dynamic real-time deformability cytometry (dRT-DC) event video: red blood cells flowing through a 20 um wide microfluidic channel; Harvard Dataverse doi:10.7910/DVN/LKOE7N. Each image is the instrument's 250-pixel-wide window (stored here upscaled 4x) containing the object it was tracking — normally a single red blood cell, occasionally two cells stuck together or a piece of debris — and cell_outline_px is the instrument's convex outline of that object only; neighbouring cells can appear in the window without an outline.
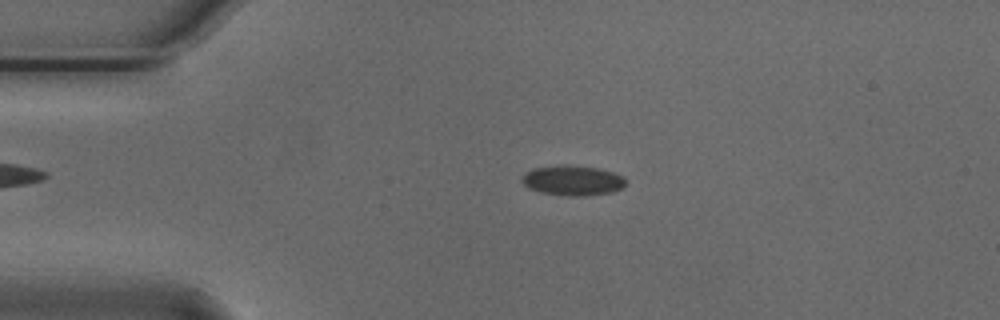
{"species": "Egyptian fruit bat (a non-hibernating species)", "species_latin": "Rousettus aegyptiacus", "temperature_condition": "cold", "stored_images_in_passage": 54, "camera_frame_rate_fps": 3000, "um_per_image_px": 0.085, "animal": {"sex": "male"}, "frame": {"image": 1, "passage_image": 11, "time_ms": 3.333, "image_size_px": [1000, 320], "cell_outline_px": [[628, 180], [620, 188], [612, 192], [584, 196], [568, 196], [540, 192], [528, 188], [520, 180], [532, 168], [564, 164], [568, 164], [596, 168], [612, 172], [624, 176]], "centroid_in_image_um": [48.68, 15.33], "position_along_channel_um": 36.3, "area_um2": 18.21}}
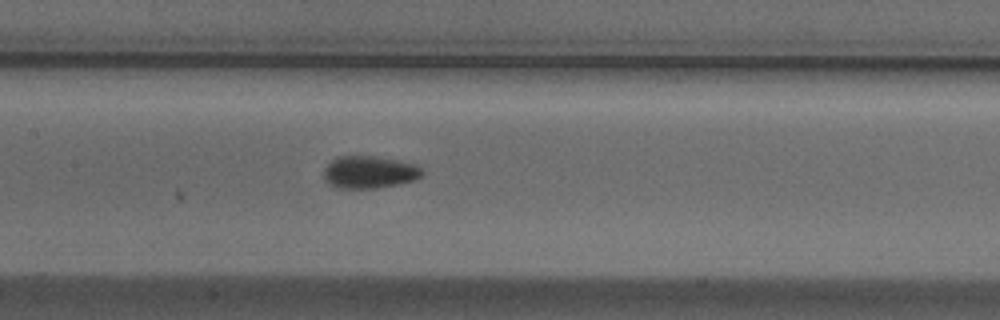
{"frame": {"image": 2, "passage_image": 25, "time_ms": 8.0, "image_size_px": [1000, 320], "cell_outline_px": [[424, 176], [416, 180], [400, 184], [376, 188], [336, 188], [328, 184], [324, 180], [324, 168], [336, 156], [372, 156], [396, 160], [416, 164], [424, 168]], "centroid_in_image_um": [31.43, 14.64], "position_along_channel_um": 176.0, "area_um2": 18.9}}
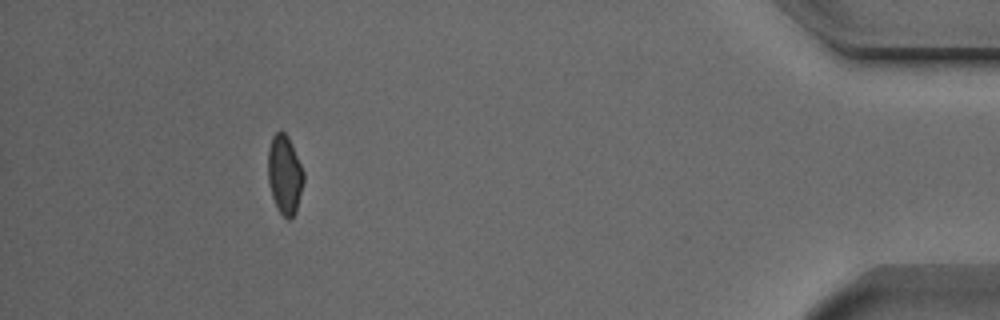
{"frame": {"image": 3, "passage_image": 49, "time_ms": 16.0, "image_size_px": [1000, 320], "cell_outline_px": [[304, 180], [296, 212], [288, 220], [276, 208], [268, 184], [268, 148], [272, 136], [280, 128], [288, 136], [304, 172]], "centroid_in_image_um": [24.18, 14.82], "position_along_channel_um": 411.0, "area_um2": 16.53}, "authors_computed_cell_mechanics": {"area_um2": 17.34, "velocity_mm_per_s": 3.7225, "shape_relaxation_time_tau1_ms": 3.6422, "shape_relaxation_time_tau2_ms": 2.8957, "deformation_change_tau1": 0.0778, "deformation_change_tau2": 0.0619}}